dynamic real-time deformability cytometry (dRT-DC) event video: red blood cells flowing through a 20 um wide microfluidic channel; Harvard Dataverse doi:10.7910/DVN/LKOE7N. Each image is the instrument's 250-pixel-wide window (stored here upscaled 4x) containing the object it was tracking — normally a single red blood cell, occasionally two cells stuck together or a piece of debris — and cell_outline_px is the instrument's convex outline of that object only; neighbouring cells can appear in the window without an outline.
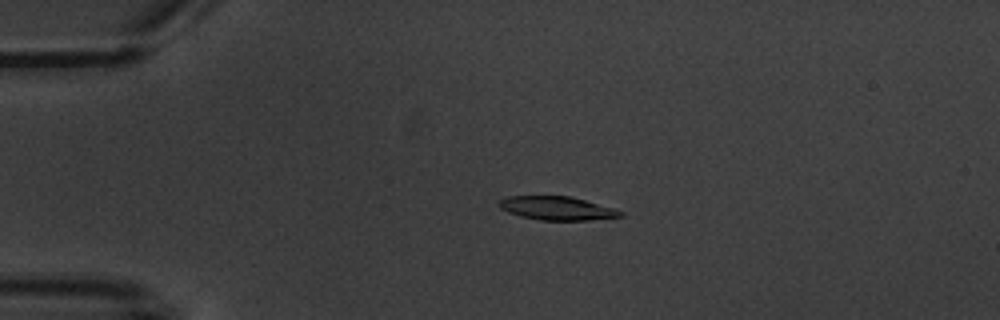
{"species": "common noctule bat (a hibernating species)", "species_latin": "Nyctalus noctula", "temperature_condition": "warm", "stored_images_in_passage": 5, "camera_frame_rate_fps": 3000, "um_per_image_px": 0.085, "animal": {"sex": "male", "body_mass_g": 20.1, "forearm_length_mm": 53.5}, "frame": {"image": 1, "passage_image": 2, "time_ms": 1.333, "image_size_px": [1000, 320], "cell_outline_px": [[624, 216], [588, 220], [540, 220], [520, 216], [508, 212], [500, 208], [500, 200], [504, 196], [568, 196], [616, 208], [624, 212]], "centroid_in_image_um": [47.36, 17.7], "position_along_channel_um": 37.6, "area_um2": 16.65}}
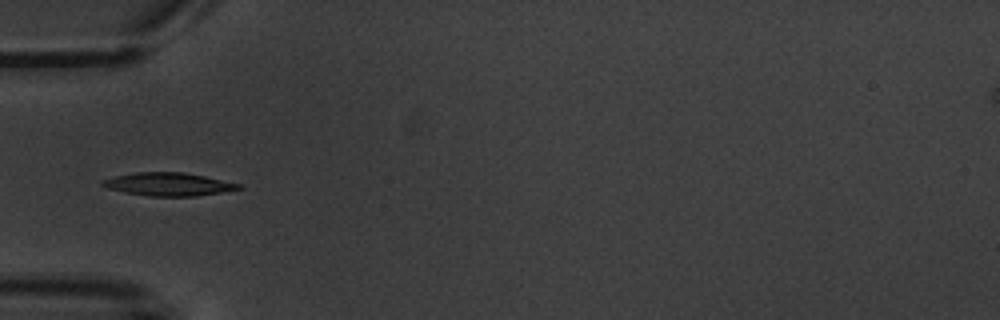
{"frame": {"image": 2, "passage_image": 4, "time_ms": 3.333, "image_size_px": [1000, 320], "cell_outline_px": [[244, 188], [196, 196], [148, 196], [124, 192], [108, 188], [100, 184], [100, 180], [116, 176], [136, 172], [184, 172], [204, 176], [240, 184]], "centroid_in_image_um": [14.29, 15.66], "position_along_channel_um": 70.7, "area_um2": 18.21}}